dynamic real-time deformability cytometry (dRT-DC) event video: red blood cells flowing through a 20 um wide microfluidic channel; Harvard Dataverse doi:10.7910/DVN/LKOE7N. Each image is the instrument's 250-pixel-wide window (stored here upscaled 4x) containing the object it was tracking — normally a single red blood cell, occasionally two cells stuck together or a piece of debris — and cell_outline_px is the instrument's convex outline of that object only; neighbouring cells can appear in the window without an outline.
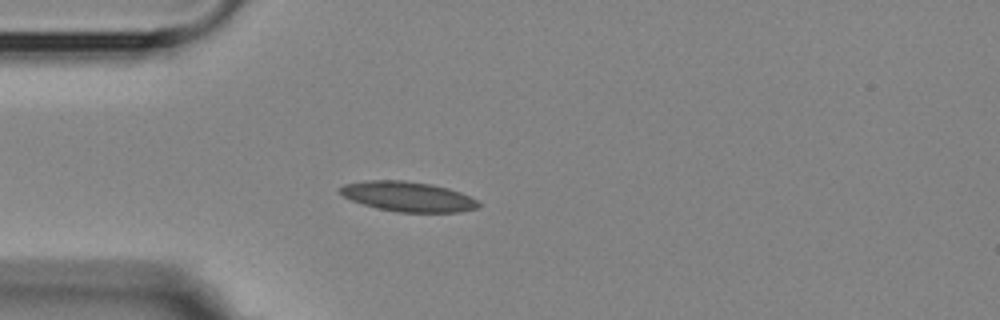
{"species": "Egyptian fruit bat (a non-hibernating species)", "species_latin": "Rousettus aegyptiacus", "temperature_condition": "room temperature", "stored_images_in_passage": 4, "camera_frame_rate_fps": 3000, "um_per_image_px": 0.085, "animal": {"sex": "female"}, "frame": {"image": 1, "passage_image": 3, "time_ms": 2.333, "image_size_px": [1000, 320], "cell_outline_px": [[480, 208], [460, 212], [396, 212], [376, 208], [352, 200], [344, 196], [340, 192], [340, 188], [344, 184], [368, 180], [404, 180], [432, 184], [448, 188], [460, 192], [476, 200], [480, 204]], "centroid_in_image_um": [34.7, 16.71], "position_along_channel_um": 50.3, "area_um2": 24.1}}